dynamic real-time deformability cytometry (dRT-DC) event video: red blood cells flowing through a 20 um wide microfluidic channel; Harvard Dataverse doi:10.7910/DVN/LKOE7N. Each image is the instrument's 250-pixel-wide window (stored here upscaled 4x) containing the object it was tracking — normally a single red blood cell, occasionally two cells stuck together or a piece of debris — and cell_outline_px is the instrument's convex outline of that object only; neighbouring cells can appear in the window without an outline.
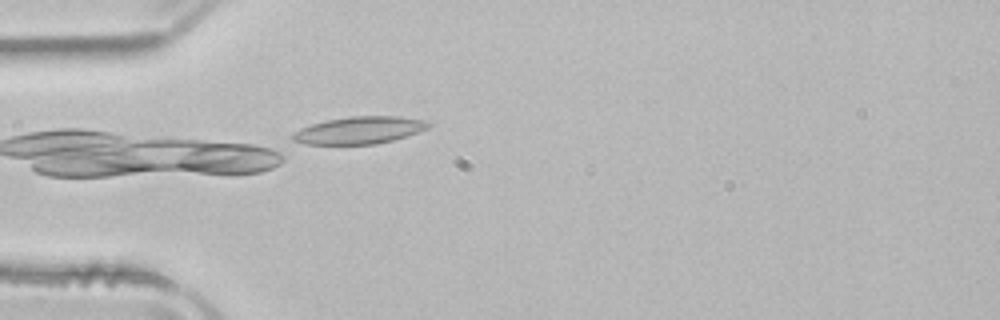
{"species": "common noctule bat (a hibernating species)", "species_latin": "Nyctalus noctula", "temperature_condition": "room temperature", "stored_images_in_passage": 17, "camera_frame_rate_fps": 3000, "um_per_image_px": 0.085, "animal": {"sex": "male", "body_mass_g": 21.5, "forearm_length_mm": 52.0}, "frame": {"image": 1, "passage_image": 1, "time_ms": 0.0, "image_size_px": [1000, 320], "cell_outline_px": [[432, 124], [428, 128], [392, 140], [376, 144], [292, 144], [292, 132], [300, 128], [312, 124], [328, 120], [348, 116], [400, 116], [428, 120]], "centroid_in_image_um": [30.5, 11.07], "position_along_channel_um": 54.5, "area_um2": 21.73}}
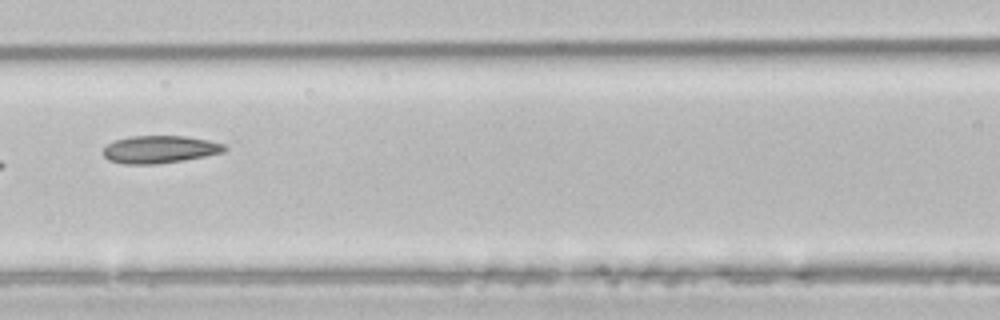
{"frame": {"image": 2, "passage_image": 9, "time_ms": 2.667, "image_size_px": [1000, 320], "cell_outline_px": [[228, 148], [224, 152], [184, 160], [156, 164], [124, 164], [108, 160], [104, 156], [104, 148], [112, 140], [132, 136], [188, 136], [208, 140], [224, 144]], "centroid_in_image_um": [13.58, 12.69], "position_along_channel_um": 153.0, "area_um2": 19.54}}
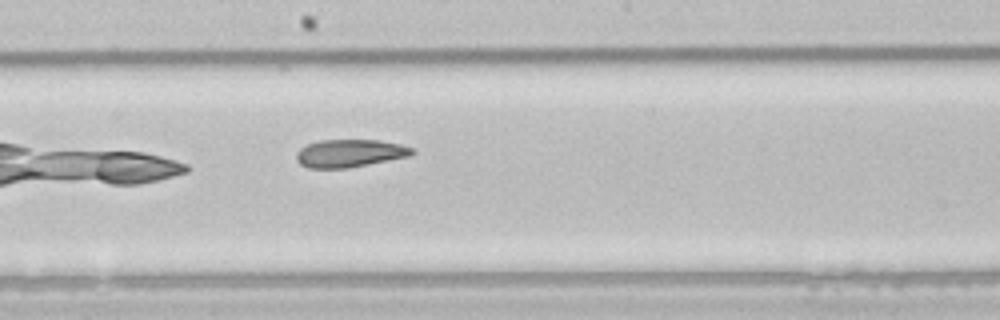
{"frame": {"image": 3, "passage_image": 14, "time_ms": 4.333, "image_size_px": [1000, 320], "cell_outline_px": [[416, 152], [412, 156], [348, 168], [308, 168], [300, 164], [296, 160], [296, 152], [300, 148], [308, 144], [320, 140], [380, 140], [400, 144], [412, 148]], "centroid_in_image_um": [29.74, 13.03], "position_along_channel_um": 218.5, "area_um2": 18.9}}